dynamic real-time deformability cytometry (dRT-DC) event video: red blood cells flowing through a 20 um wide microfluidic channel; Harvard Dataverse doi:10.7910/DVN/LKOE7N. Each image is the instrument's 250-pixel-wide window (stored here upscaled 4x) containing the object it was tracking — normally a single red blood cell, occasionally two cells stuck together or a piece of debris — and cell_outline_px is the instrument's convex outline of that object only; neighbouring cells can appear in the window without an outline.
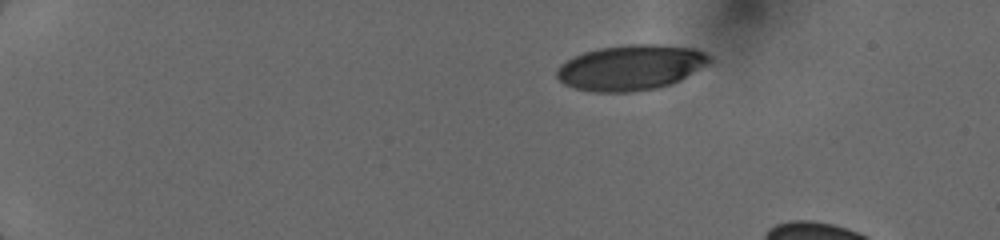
{"species": "human", "species_latin": "Homo sapiens", "temperature_condition": "cold", "stored_images_in_passage": 10, "segment_of_instrument_passage": [1, 2], "camera_frame_rate_fps": 3000, "um_per_image_px": 0.085, "donor": {"sex": "female"}, "frame": {"image": 1, "passage_image": 1, "time_ms": 0.0, "image_size_px": [1000, 240], "cell_outline_px": [[712, 60], [708, 64], [680, 80], [656, 88], [632, 92], [596, 92], [572, 88], [564, 84], [556, 76], [556, 68], [560, 64], [572, 56], [596, 48], [628, 44], [660, 44], [692, 48], [704, 52], [712, 56]], "centroid_in_image_um": [53.58, 5.73], "position_along_channel_um": 31.4, "area_um2": 40.63}}
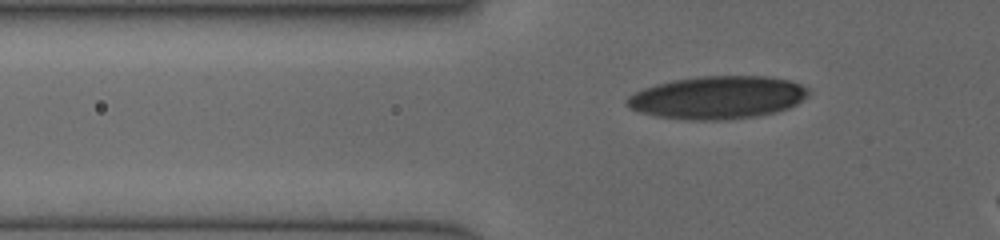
{"frame": {"image": 2, "passage_image": 7, "time_ms": 3.0, "image_size_px": [1000, 240], "cell_outline_px": [[812, 92], [808, 96], [796, 104], [788, 108], [776, 112], [760, 116], [728, 120], [692, 120], [656, 116], [640, 112], [628, 108], [624, 100], [628, 96], [644, 88], [656, 84], [672, 80], [704, 76], [768, 76], [792, 80], [808, 88]], "centroid_in_image_um": [61.03, 8.29], "position_along_channel_um": 64.8, "area_um2": 45.72}}